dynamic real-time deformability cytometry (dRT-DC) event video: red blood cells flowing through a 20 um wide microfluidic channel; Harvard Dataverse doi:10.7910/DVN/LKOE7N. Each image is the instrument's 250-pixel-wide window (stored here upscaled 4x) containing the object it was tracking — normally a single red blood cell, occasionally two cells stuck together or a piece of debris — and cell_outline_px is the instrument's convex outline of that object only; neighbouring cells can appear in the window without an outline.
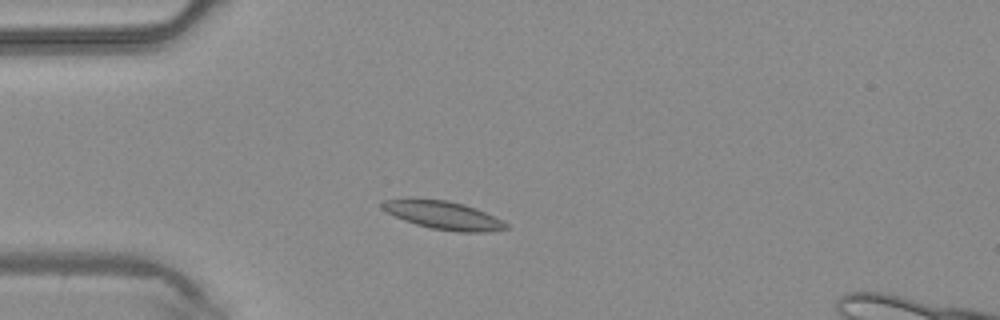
{"species": "common noctule bat (a hibernating species)", "species_latin": "Nyctalus noctula", "temperature_condition": "warm", "stored_images_in_passage": 2, "camera_frame_rate_fps": 3000, "um_per_image_px": 0.085, "animal": {"sex": "male", "body_mass_g": 20.4}, "frame": {"image": 1, "passage_image": 2, "time_ms": 0.333, "image_size_px": [1000, 320], "cell_outline_px": [[508, 228], [488, 232], [456, 232], [432, 228], [416, 224], [404, 220], [380, 208], [380, 204], [384, 200], [408, 196], [412, 196], [448, 200], [464, 204], [476, 208], [508, 224]], "centroid_in_image_um": [37.6, 18.25], "position_along_channel_um": 47.4, "area_um2": 20.75}}